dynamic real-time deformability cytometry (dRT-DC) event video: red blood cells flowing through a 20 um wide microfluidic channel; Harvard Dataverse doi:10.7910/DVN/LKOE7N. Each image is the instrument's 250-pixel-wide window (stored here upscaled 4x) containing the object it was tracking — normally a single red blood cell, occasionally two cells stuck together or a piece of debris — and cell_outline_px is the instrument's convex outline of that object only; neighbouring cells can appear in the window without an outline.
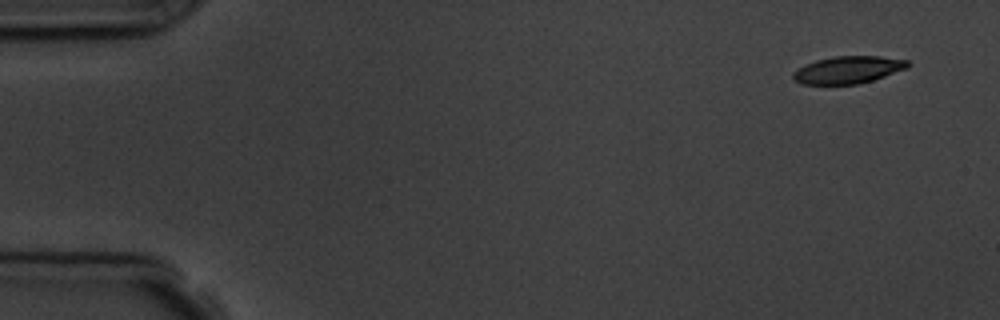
{"species": "common noctule bat (a hibernating species)", "species_latin": "Nyctalus noctula", "temperature_condition": "room temperature", "stored_images_in_passage": 5, "camera_frame_rate_fps": 3000, "um_per_image_px": 0.085, "animal": {"sex": "male", "body_mass_g": 19.5, "forearm_length_mm": 54.6}, "frame": {"image": 1, "passage_image": 1, "time_ms": 0.0, "image_size_px": [1000, 320], "cell_outline_px": [[912, 64], [908, 68], [872, 80], [856, 84], [800, 84], [792, 76], [792, 72], [804, 64], [816, 60], [832, 56], [880, 56], [908, 60]], "centroid_in_image_um": [72.09, 5.92], "position_along_channel_um": 12.9, "area_um2": 18.32}}
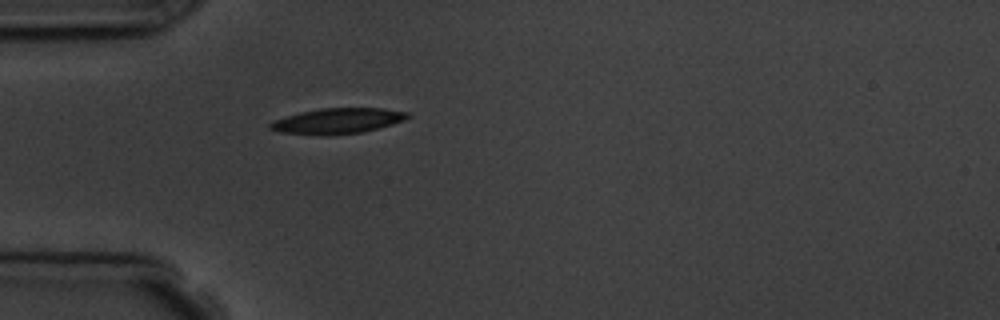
{"frame": {"image": 2, "passage_image": 5, "time_ms": 4.333, "image_size_px": [1000, 320], "cell_outline_px": [[412, 116], [404, 120], [392, 124], [360, 132], [324, 136], [320, 136], [280, 132], [268, 128], [268, 124], [276, 120], [300, 112], [320, 108], [384, 108], [408, 112]], "centroid_in_image_um": [28.7, 10.28], "position_along_channel_um": 56.3, "area_um2": 20.4}}